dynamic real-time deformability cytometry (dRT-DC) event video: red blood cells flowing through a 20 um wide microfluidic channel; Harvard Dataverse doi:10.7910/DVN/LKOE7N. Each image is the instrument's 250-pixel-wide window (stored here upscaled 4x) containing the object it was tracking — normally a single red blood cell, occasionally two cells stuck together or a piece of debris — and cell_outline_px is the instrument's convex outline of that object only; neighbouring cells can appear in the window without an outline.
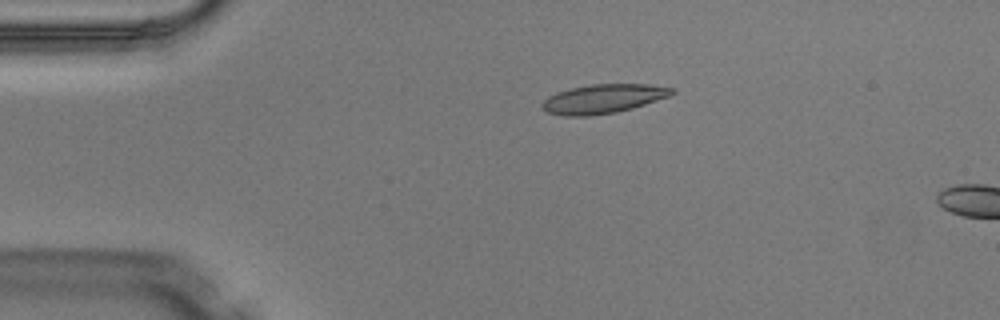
{"species": "Egyptian fruit bat (a non-hibernating species)", "species_latin": "Rousettus aegyptiacus", "temperature_condition": "warm", "stored_images_in_passage": 5, "camera_frame_rate_fps": 3000, "um_per_image_px": 0.085, "animal": {"sex": "male"}, "frame": {"image": 1, "passage_image": 5, "time_ms": 1.333, "image_size_px": [1000, 320], "cell_outline_px": [[676, 92], [668, 96], [632, 108], [616, 112], [588, 116], [564, 116], [548, 112], [540, 108], [540, 104], [548, 96], [556, 92], [572, 88], [592, 84], [648, 84], [672, 88]], "centroid_in_image_um": [51.22, 8.4], "position_along_channel_um": 33.8, "area_um2": 21.85}}